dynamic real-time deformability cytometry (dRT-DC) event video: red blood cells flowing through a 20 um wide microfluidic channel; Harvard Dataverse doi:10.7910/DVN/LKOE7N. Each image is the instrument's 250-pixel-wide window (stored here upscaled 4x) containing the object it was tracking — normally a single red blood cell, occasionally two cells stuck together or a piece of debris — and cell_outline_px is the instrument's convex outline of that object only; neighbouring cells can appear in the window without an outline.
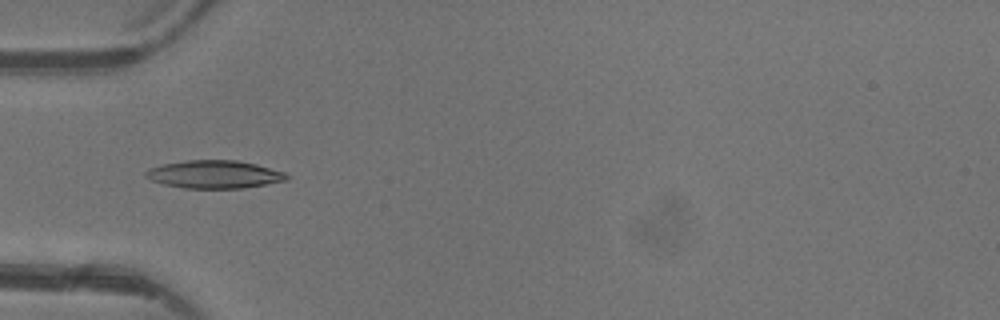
{"species": "common noctule bat (a hibernating species)", "species_latin": "Nyctalus noctula", "temperature_condition": "warm", "stored_images_in_passage": 4, "camera_frame_rate_fps": 3000, "um_per_image_px": 0.085, "animal": {"sex": "female"}, "frame": {"image": 1, "passage_image": 4, "time_ms": 4.667, "image_size_px": [1000, 320], "cell_outline_px": [[288, 180], [244, 188], [184, 188], [164, 184], [152, 180], [144, 176], [144, 172], [148, 168], [164, 164], [188, 160], [236, 160], [256, 164], [284, 172], [288, 176]], "centroid_in_image_um": [18.21, 14.82], "position_along_channel_um": 66.8, "area_um2": 22.83}}